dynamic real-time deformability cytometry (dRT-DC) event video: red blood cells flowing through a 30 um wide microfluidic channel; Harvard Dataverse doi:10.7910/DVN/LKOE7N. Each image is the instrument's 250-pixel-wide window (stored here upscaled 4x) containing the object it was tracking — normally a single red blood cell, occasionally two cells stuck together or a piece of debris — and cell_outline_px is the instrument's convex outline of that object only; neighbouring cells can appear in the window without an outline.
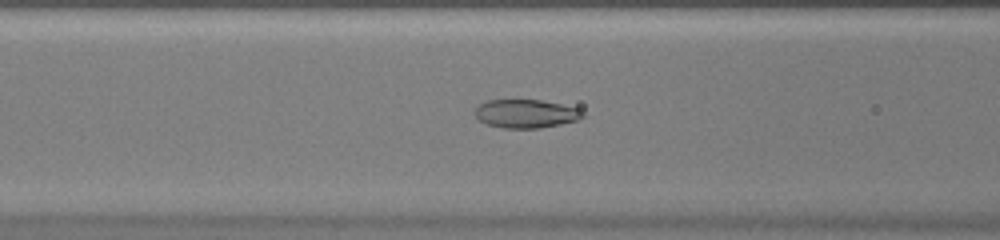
{"species": "common noctule bat (a hibernating species)", "species_latin": "Nyctalus noctula", "temperature_condition": "warm", "stored_images_in_passage": 29, "camera_frame_rate_fps": 3000, "um_per_image_px": 0.085, "animal": {"sex": "female", "body_mass_g": 20.0, "forearm_length_mm": 54.0}, "frame": {"image": 1, "passage_image": 4, "time_ms": 1.0, "image_size_px": [1000, 240], "cell_outline_px": [[572, 120], [552, 124], [524, 128], [520, 128], [496, 124], [488, 120], [488, 104], [496, 100], [532, 100], [572, 108]], "centroid_in_image_um": [44.8, 9.64], "position_along_channel_um": 121.8, "area_um2": 13.76}}
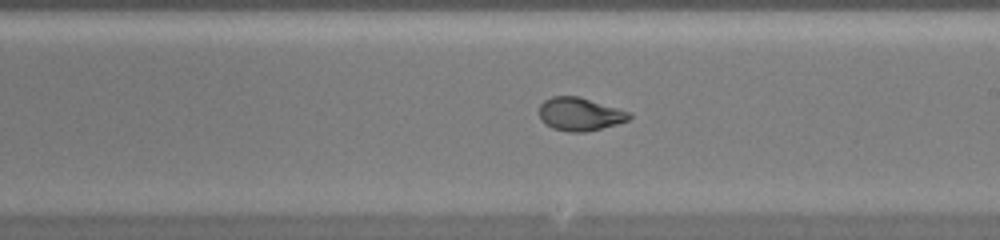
{"frame": {"image": 2, "passage_image": 12, "time_ms": 3.667, "image_size_px": [1000, 240], "cell_outline_px": [[628, 116], [624, 120], [596, 128], [556, 128], [548, 124], [544, 120], [540, 112], [540, 108], [548, 100], [560, 96], [572, 96], [584, 100]], "centroid_in_image_um": [49.1, 9.67], "position_along_channel_um": 239.9, "area_um2": 13.99}}
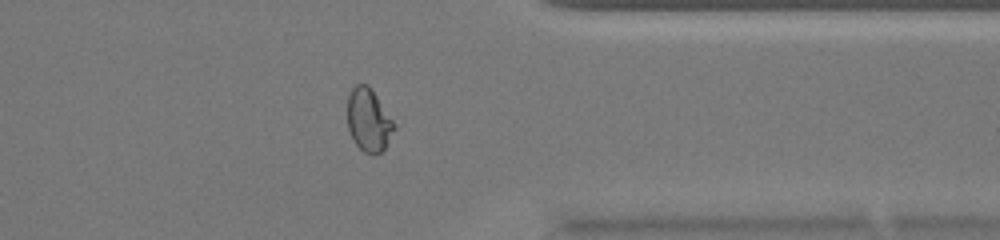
{"frame": {"image": 3, "passage_image": 22, "time_ms": 7.0, "image_size_px": [1000, 240], "cell_outline_px": [[392, 128], [384, 148], [380, 152], [368, 152], [352, 136], [348, 124], [348, 104], [352, 92], [356, 88], [368, 88], [372, 92], [392, 124]], "centroid_in_image_um": [31.29, 10.26], "position_along_channel_um": 380.1, "area_um2": 14.62}}